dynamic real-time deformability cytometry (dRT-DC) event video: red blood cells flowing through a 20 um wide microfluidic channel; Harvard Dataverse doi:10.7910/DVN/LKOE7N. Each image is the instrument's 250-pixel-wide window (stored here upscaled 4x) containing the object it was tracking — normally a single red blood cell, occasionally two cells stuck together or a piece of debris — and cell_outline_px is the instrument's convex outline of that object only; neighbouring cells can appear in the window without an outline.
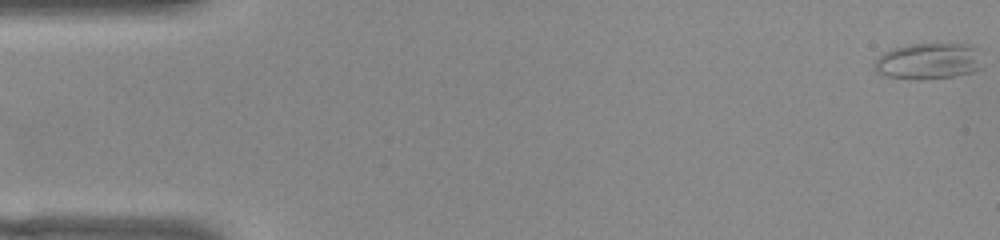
{"species": "common noctule bat (a hibernating species)", "species_latin": "Nyctalus noctula", "temperature_condition": "warm", "stored_images_in_passage": 11, "camera_frame_rate_fps": 3000, "um_per_image_px": 0.085, "animal": {"sex": "female", "body_mass_g": 22.0, "forearm_length_mm": 56.7}, "frame": {"image": 1, "passage_image": 1, "time_ms": 0.0, "image_size_px": [1000, 240], "cell_outline_px": [[984, 68], [972, 72], [952, 76], [920, 80], [916, 80], [888, 76], [876, 72], [872, 68], [872, 64], [884, 52], [892, 48], [908, 44], [936, 40], [972, 44], [976, 48]], "centroid_in_image_um": [78.95, 5.14], "position_along_channel_um": 6.1, "area_um2": 23.99}}